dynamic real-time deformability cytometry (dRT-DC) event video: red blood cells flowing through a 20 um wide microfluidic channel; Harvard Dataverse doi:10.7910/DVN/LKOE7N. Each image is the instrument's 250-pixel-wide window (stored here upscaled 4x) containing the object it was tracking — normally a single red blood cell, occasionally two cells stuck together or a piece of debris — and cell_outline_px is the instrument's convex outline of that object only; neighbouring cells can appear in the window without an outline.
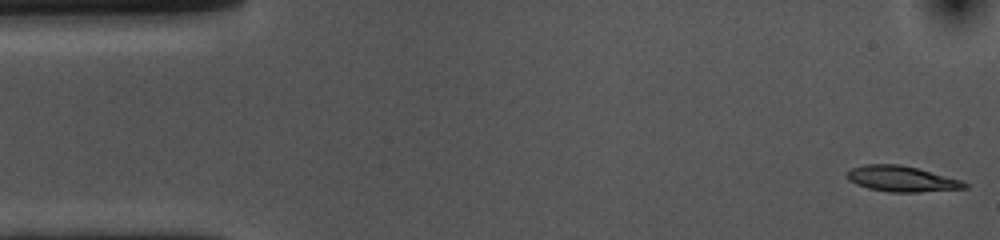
{"species": "common noctule bat (a hibernating species)", "species_latin": "Nyctalus noctula", "temperature_condition": "cold", "stored_images_in_passage": 54, "camera_frame_rate_fps": 3000, "um_per_image_px": 0.085, "animal": {"sex": "female", "body_mass_g": 10.0, "forearm_length_mm": 53.1}, "frame": {"image": 1, "passage_image": 1, "time_ms": 0.0, "image_size_px": [1000, 240], "cell_outline_px": [[968, 188], [920, 192], [888, 192], [868, 188], [856, 184], [848, 180], [848, 172], [852, 168], [864, 164], [900, 164], [916, 168], [960, 180], [968, 184]], "centroid_in_image_um": [76.63, 15.21], "position_along_channel_um": 8.4, "area_um2": 17.4}}
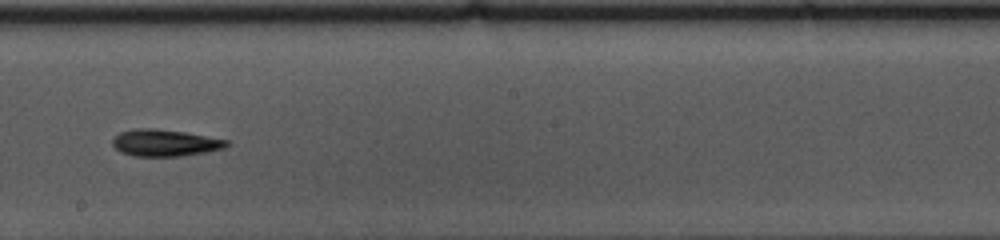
{"frame": {"image": 2, "passage_image": 29, "time_ms": 9.333, "image_size_px": [1000, 240], "cell_outline_px": [[232, 144], [228, 148], [180, 156], [132, 156], [120, 152], [112, 144], [112, 140], [120, 132], [136, 128], [156, 128], [184, 132], [228, 140]], "centroid_in_image_um": [14.05, 12.14], "position_along_channel_um": 234.2, "area_um2": 17.92}}
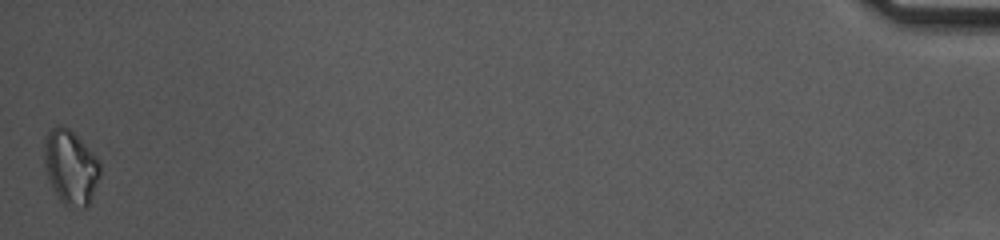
{"frame": {"image": 3, "passage_image": 54, "time_ms": 17.667, "image_size_px": [1000, 240], "cell_outline_px": [[100, 176], [88, 208], [84, 208], [64, 204], [60, 200], [48, 176], [44, 164], [44, 136], [56, 124], [60, 124], [68, 128], [100, 160]], "centroid_in_image_um": [6.01, 14.19], "position_along_channel_um": 429.2, "area_um2": 24.04}}